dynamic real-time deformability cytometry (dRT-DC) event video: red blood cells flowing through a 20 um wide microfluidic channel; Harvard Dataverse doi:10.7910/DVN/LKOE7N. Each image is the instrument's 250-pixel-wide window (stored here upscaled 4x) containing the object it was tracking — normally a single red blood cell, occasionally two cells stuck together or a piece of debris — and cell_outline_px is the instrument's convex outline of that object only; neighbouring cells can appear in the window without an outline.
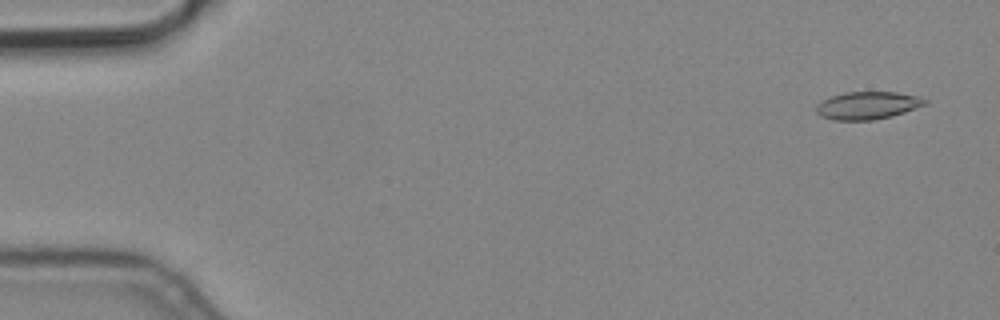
{"species": "common noctule bat (a hibernating species)", "species_latin": "Nyctalus noctula", "temperature_condition": "cold", "stored_images_in_passage": 3, "camera_frame_rate_fps": 3000, "um_per_image_px": 0.085, "animal": {"sex": "male", "body_mass_g": 19.2, "forearm_length_mm": 51.8}, "frame": {"image": 1, "passage_image": 1, "time_ms": 0.0, "image_size_px": [1000, 320], "cell_outline_px": [[928, 104], [892, 116], [872, 120], [832, 120], [820, 116], [816, 112], [816, 104], [820, 100], [844, 92], [896, 92], [916, 96], [928, 100]], "centroid_in_image_um": [73.71, 8.96], "position_along_channel_um": 11.3, "area_um2": 17.63}}